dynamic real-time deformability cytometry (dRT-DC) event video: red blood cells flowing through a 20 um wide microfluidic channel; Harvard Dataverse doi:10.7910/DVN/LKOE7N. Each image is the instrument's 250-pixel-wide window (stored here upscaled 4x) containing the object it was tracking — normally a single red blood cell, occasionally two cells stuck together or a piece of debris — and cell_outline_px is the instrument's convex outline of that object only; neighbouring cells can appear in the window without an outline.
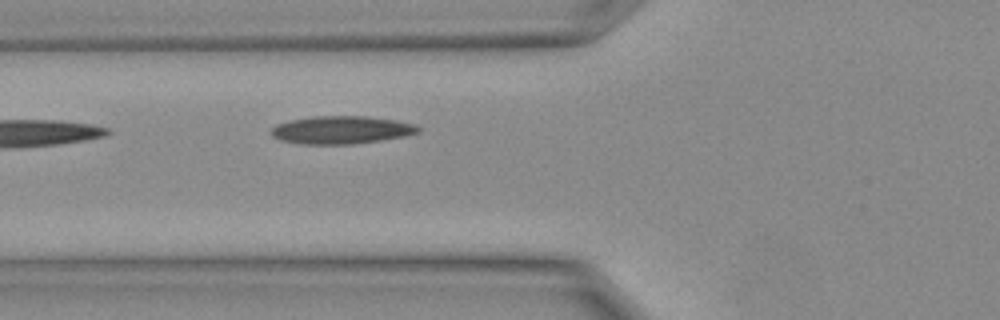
{"species": "Egyptian fruit bat (a non-hibernating species)", "species_latin": "Rousettus aegyptiacus", "temperature_condition": "warm", "stored_images_in_passage": 6, "camera_frame_rate_fps": 3000, "um_per_image_px": 0.085, "animal": {"sex": "female"}, "frame": {"image": 1, "passage_image": 6, "time_ms": 1.667, "image_size_px": [1000, 320], "cell_outline_px": [[420, 132], [404, 136], [380, 140], [352, 144], [300, 144], [280, 140], [272, 136], [272, 128], [276, 124], [292, 120], [312, 116], [364, 116], [392, 120], [412, 124], [420, 128]], "centroid_in_image_um": [28.97, 11.05], "position_along_channel_um": 96.8, "area_um2": 23.58}}